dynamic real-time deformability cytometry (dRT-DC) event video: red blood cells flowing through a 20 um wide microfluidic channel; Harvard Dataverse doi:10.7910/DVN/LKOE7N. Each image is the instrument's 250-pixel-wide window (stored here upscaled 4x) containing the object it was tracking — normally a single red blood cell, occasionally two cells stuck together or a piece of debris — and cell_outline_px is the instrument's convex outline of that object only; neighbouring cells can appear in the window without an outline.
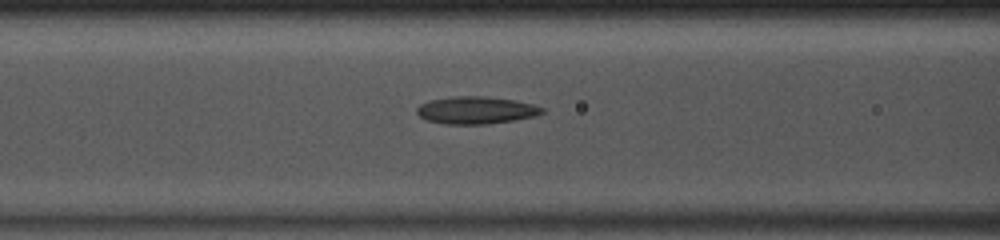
{"species": "common noctule bat (a hibernating species)", "species_latin": "Nyctalus noctula", "temperature_condition": "room temperature", "stored_images_in_passage": 38, "camera_frame_rate_fps": 3000, "um_per_image_px": 0.085, "animal": {"sex": "male", "body_mass_g": 13.0, "forearm_length_mm": 53.1}, "frame": {"image": 1, "passage_image": 9, "time_ms": 2.667, "image_size_px": [1000, 240], "cell_outline_px": [[544, 112], [536, 116], [512, 120], [484, 124], [444, 124], [428, 120], [420, 116], [416, 112], [416, 108], [420, 104], [428, 100], [456, 96], [484, 96], [516, 100], [532, 104], [544, 108]], "centroid_in_image_um": [40.45, 9.36], "position_along_channel_um": 126.1, "area_um2": 19.94}}
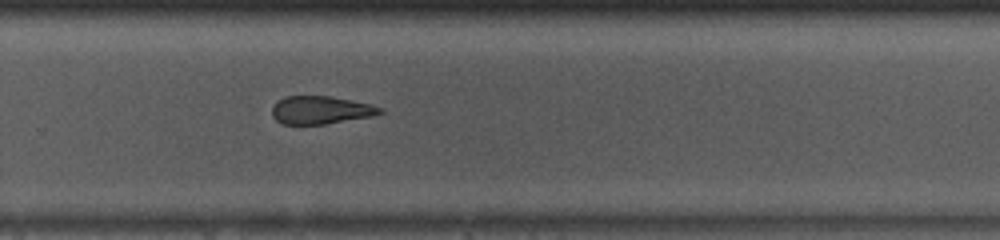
{"frame": {"image": 2, "passage_image": 22, "time_ms": 7.0, "image_size_px": [1000, 240], "cell_outline_px": [[384, 112], [372, 116], [324, 124], [284, 124], [276, 120], [272, 116], [272, 108], [284, 96], [328, 96], [368, 104], [384, 108]], "centroid_in_image_um": [27.25, 9.36], "position_along_channel_um": 302.5, "area_um2": 17.28}}
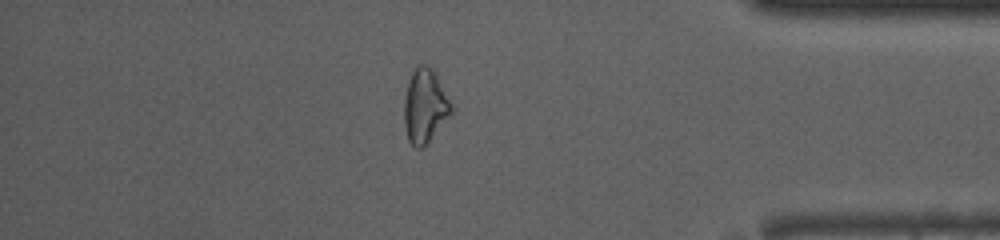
{"frame": {"image": 3, "passage_image": 31, "time_ms": 10.0, "image_size_px": [1000, 240], "cell_outline_px": [[452, 112], [428, 144], [420, 148], [416, 148], [408, 140], [404, 124], [404, 100], [408, 84], [412, 72], [416, 64], [424, 64], [432, 68], [436, 72], [452, 104]], "centroid_in_image_um": [36.12, 9.0], "position_along_channel_um": 399.1, "area_um2": 20.46}, "authors_computed_cell_mechanics": {"area_um2": 19.4208, "velocity_mm_per_s": 4.0743, "shape_relaxation_time_tau1_ms": null, "shape_relaxation_time_tau2_ms": 3.3095, "deformation_change_tau1": null, "deformation_change_tau2": 0.0966}}